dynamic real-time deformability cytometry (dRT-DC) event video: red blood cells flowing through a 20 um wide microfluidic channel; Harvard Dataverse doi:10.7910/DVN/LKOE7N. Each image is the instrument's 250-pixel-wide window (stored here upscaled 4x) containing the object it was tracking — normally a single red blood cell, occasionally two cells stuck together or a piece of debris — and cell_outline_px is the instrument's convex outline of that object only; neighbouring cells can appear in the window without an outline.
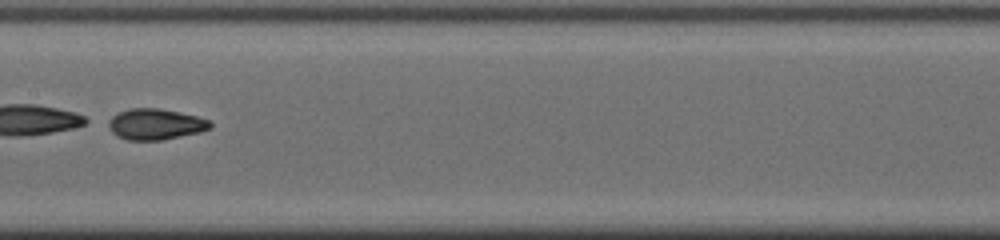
{"species": "common noctule bat (a hibernating species)", "species_latin": "Nyctalus noctula", "temperature_condition": "cold", "stored_images_in_passage": 50, "camera_frame_rate_fps": 3000, "um_per_image_px": 0.085, "animal": {"sex": "male", "body_mass_g": 19.0, "forearm_length_mm": 50.8}, "frame": {"image": 1, "passage_image": 25, "time_ms": 8.0, "image_size_px": [1000, 240], "cell_outline_px": [[212, 128], [200, 132], [164, 140], [128, 140], [116, 136], [108, 128], [104, 120], [128, 108], [160, 108], [180, 112], [212, 120]], "centroid_in_image_um": [13.19, 10.56], "position_along_channel_um": 194.2, "area_um2": 18.79}}
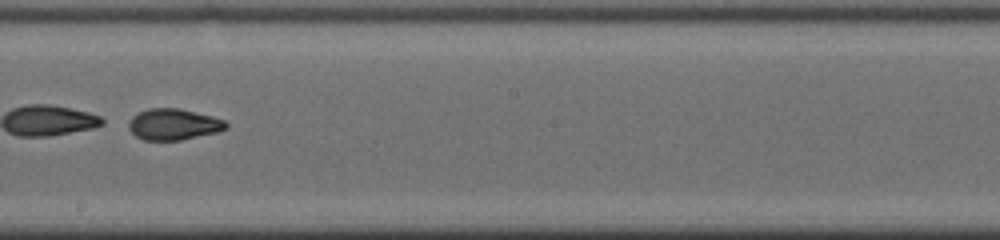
{"frame": {"image": 2, "passage_image": 28, "time_ms": 9.0, "image_size_px": [1000, 240], "cell_outline_px": [[228, 128], [216, 132], [180, 140], [144, 140], [136, 136], [128, 128], [128, 124], [132, 116], [148, 108], [180, 108], [212, 116], [224, 120], [228, 124]], "centroid_in_image_um": [14.74, 10.56], "position_along_channel_um": 233.5, "area_um2": 17.63}}